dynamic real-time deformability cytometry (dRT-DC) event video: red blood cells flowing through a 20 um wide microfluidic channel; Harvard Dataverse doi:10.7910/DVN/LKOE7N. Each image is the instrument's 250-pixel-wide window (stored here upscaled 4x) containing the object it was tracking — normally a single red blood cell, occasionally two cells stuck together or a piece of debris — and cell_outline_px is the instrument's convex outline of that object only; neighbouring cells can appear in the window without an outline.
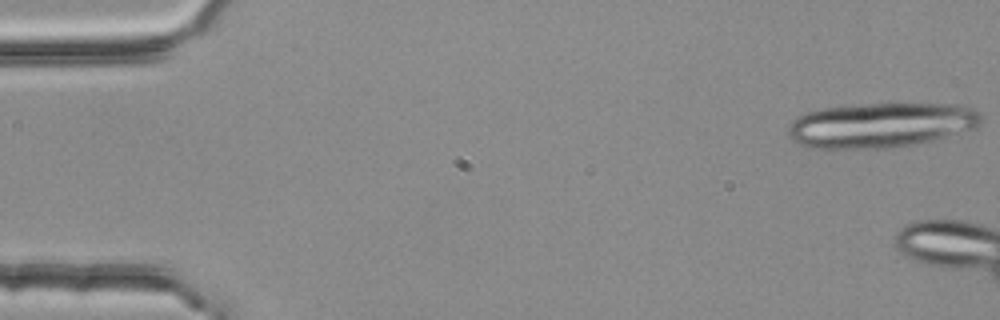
{"species": "common noctule bat (a hibernating species)", "species_latin": "Nyctalus noctula", "temperature_condition": "room temperature", "stored_images_in_passage": 10, "camera_frame_rate_fps": 3000, "um_per_image_px": 0.085, "animal": {"sex": "female", "body_mass_g": 25.1}, "frame": {"image": 1, "passage_image": 1, "time_ms": 0.0, "image_size_px": [1000, 320], "cell_outline_px": [[980, 124], [976, 128], [932, 140], [916, 144], [884, 148], [804, 148], [796, 144], [788, 136], [788, 124], [792, 120], [808, 112], [824, 108], [868, 104], [956, 104], [972, 108], [980, 112]], "centroid_in_image_um": [74.84, 10.64], "position_along_channel_um": 10.2, "area_um2": 50.4}}